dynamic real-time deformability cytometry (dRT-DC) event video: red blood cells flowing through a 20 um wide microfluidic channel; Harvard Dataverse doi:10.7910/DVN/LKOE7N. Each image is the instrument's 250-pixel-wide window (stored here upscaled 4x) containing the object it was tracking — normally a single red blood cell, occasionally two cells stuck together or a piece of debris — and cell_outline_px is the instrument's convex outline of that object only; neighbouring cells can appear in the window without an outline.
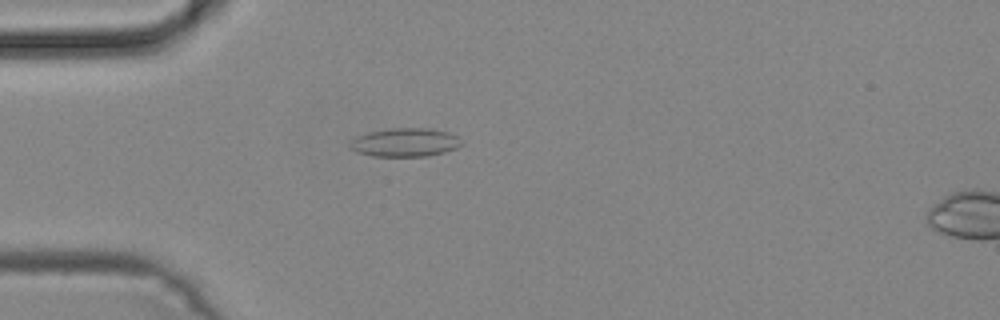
{"species": "common noctule bat (a hibernating species)", "species_latin": "Nyctalus noctula", "temperature_condition": "cold", "stored_images_in_passage": 41, "camera_frame_rate_fps": 3000, "um_per_image_px": 0.085, "animal": {"sex": "male", "body_mass_g": 19.2, "forearm_length_mm": 51.8}, "frame": {"image": 1, "passage_image": 6, "time_ms": 1.667, "image_size_px": [1000, 320], "cell_outline_px": [[460, 144], [456, 148], [444, 152], [428, 156], [372, 156], [356, 152], [348, 148], [348, 144], [356, 136], [368, 132], [392, 128], [432, 128], [448, 132], [456, 136]], "centroid_in_image_um": [34.36, 12.1], "position_along_channel_um": 50.6, "area_um2": 18.55}}
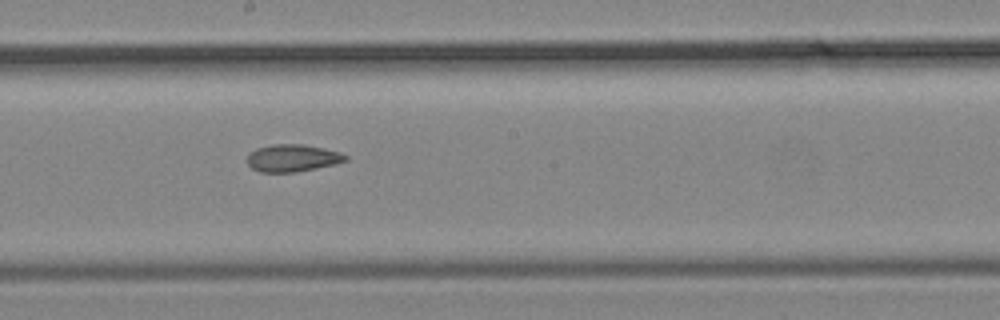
{"frame": {"image": 2, "passage_image": 19, "time_ms": 6.0, "image_size_px": [1000, 320], "cell_outline_px": [[348, 160], [336, 164], [296, 172], [260, 172], [252, 168], [248, 164], [248, 156], [256, 148], [272, 144], [304, 144], [324, 148], [340, 152], [348, 156]], "centroid_in_image_um": [24.9, 13.43], "position_along_channel_um": 223.3, "area_um2": 15.66}}
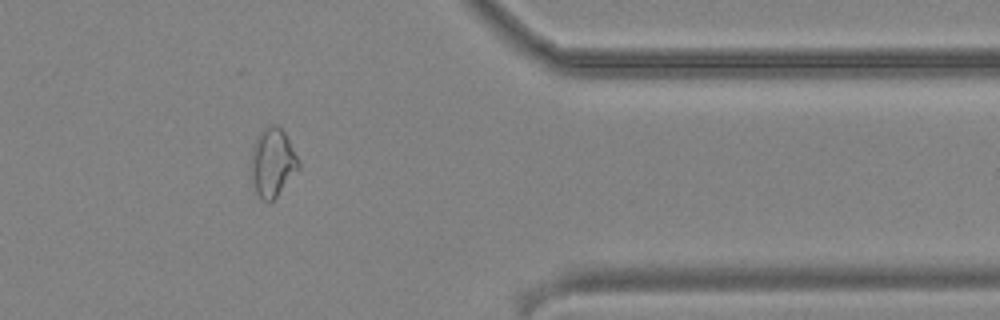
{"frame": {"image": 3, "passage_image": 32, "time_ms": 10.333, "image_size_px": [1000, 320], "cell_outline_px": [[300, 168], [276, 196], [272, 200], [260, 200], [256, 192], [248, 164], [252, 148], [256, 136], [268, 124], [276, 124], [284, 132], [300, 160]], "centroid_in_image_um": [23.14, 13.78], "position_along_channel_um": 388.3, "area_um2": 19.25}}